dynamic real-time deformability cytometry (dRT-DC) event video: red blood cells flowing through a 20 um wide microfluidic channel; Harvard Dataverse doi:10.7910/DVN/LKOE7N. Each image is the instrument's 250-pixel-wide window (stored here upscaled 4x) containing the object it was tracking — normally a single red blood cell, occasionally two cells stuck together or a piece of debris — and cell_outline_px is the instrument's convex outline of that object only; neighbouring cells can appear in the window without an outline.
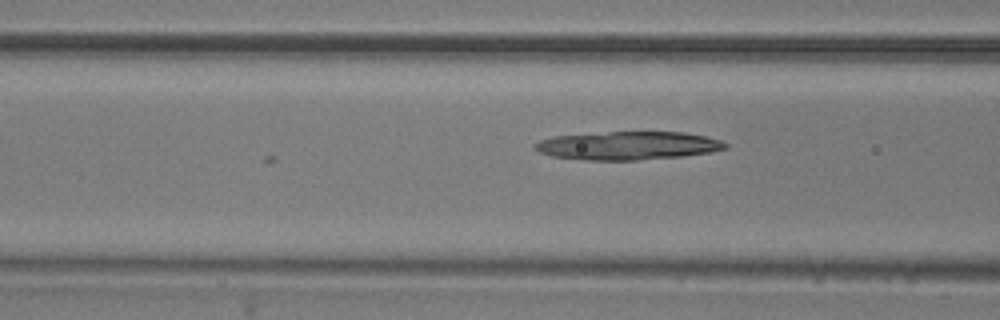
{"species": "common noctule bat (a hibernating species)", "species_latin": "Nyctalus noctula", "temperature_condition": "room temperature", "stored_images_in_passage": 5, "camera_frame_rate_fps": 3000, "um_per_image_px": 0.085, "animal": {"sex": "male", "body_mass_g": 20.5, "forearm_length_mm": 52.5}, "frame": {"image": 1, "passage_image": 5, "time_ms": 1.333, "image_size_px": [1000, 320], "cell_outline_px": [[728, 148], [712, 152], [680, 156], [640, 160], [584, 160], [552, 156], [540, 152], [532, 148], [532, 144], [540, 140], [552, 136], [608, 132], [684, 132], [704, 136], [720, 140], [728, 144]], "centroid_in_image_um": [53.35, 12.38], "position_along_channel_um": 113.3, "area_um2": 31.5}}